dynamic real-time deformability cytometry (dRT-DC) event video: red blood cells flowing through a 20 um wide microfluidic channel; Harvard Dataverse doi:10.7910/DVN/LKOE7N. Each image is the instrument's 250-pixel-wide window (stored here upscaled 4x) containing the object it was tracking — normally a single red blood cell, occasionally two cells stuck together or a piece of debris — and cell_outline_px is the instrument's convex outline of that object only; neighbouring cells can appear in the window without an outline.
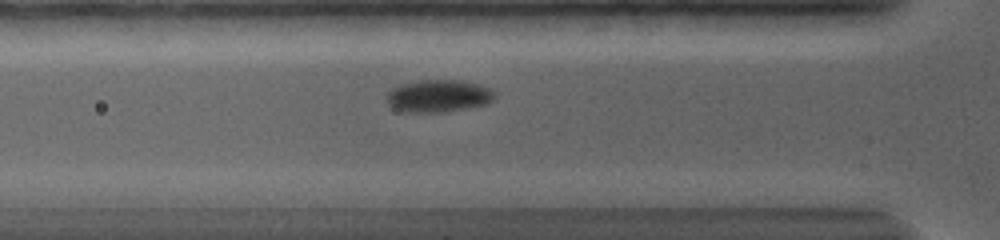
{"species": "common noctule bat (a hibernating species)", "species_latin": "Nyctalus noctula", "temperature_condition": "warm", "stored_images_in_passage": 39, "camera_frame_rate_fps": 5000, "um_per_image_px": 0.085, "animal": {"sex": "female", "body_mass_g": 19.0, "forearm_length_mm": 56.7}, "frame": {"image": 1, "passage_image": 12, "time_ms": 4.0, "image_size_px": [1000, 240], "cell_outline_px": [[496, 96], [488, 104], [440, 112], [400, 112], [392, 108], [388, 104], [388, 92], [392, 88], [404, 84], [420, 80], [464, 80], [488, 88], [496, 92]], "centroid_in_image_um": [37.27, 8.16], "position_along_channel_um": 88.5, "area_um2": 20.29}}
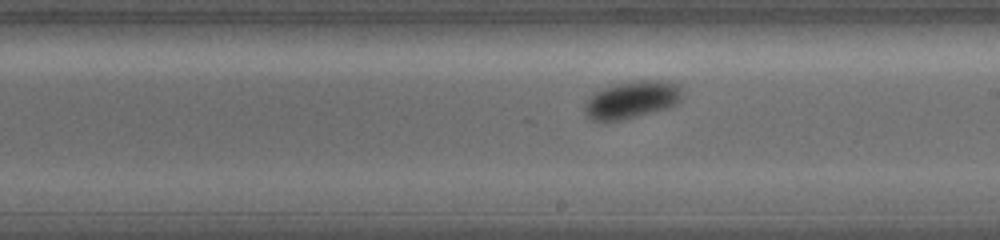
{"frame": {"image": 2, "passage_image": 23, "time_ms": 8.0, "image_size_px": [1000, 240], "cell_outline_px": [[680, 100], [676, 104], [668, 108], [620, 120], [592, 120], [584, 112], [584, 104], [588, 96], [604, 88], [616, 84], [644, 80], [656, 80], [676, 84], [680, 88]], "centroid_in_image_um": [53.66, 8.48], "position_along_channel_um": 235.3, "area_um2": 20.75}}
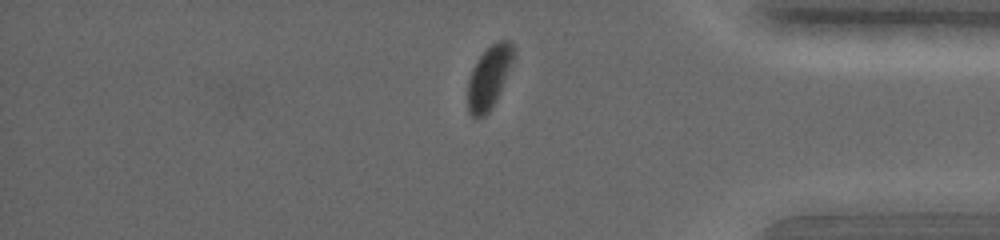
{"frame": {"image": 3, "passage_image": 36, "time_ms": 12.8, "image_size_px": [1000, 240], "cell_outline_px": [[512, 60], [500, 92], [496, 100], [488, 112], [484, 116], [476, 120], [468, 112], [468, 80], [472, 68], [480, 56], [492, 44], [500, 40], [508, 40], [512, 44]], "centroid_in_image_um": [41.52, 6.62], "position_along_channel_um": 393.7, "area_um2": 16.3}, "authors_computed_cell_mechanics": {"area_um2": 19.363, "velocity_mm_per_s": 3.6846, "shape_relaxation_time_tau1_ms": 2.1106, "shape_relaxation_time_tau2_ms": null, "deformation_change_tau1": 0.0969, "deformation_change_tau2": null}}